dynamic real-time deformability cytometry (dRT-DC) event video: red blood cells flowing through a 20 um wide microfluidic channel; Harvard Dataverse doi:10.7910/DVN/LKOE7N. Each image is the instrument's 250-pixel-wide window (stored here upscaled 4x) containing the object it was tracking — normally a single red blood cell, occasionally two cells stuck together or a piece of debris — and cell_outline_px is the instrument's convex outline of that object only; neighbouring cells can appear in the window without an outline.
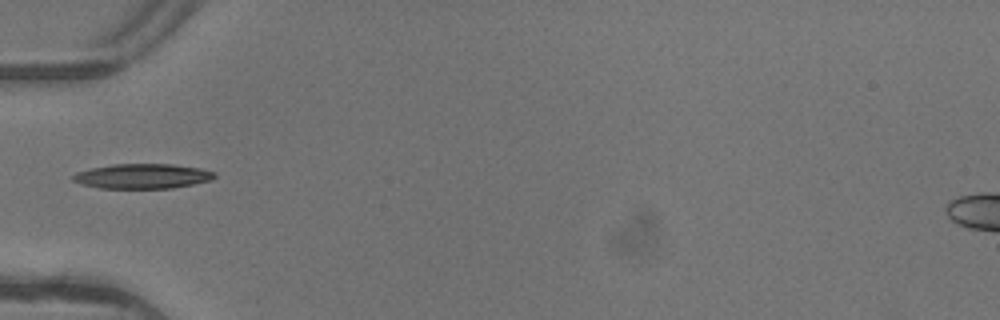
{"species": "common noctule bat (a hibernating species)", "species_latin": "Nyctalus noctula", "temperature_condition": "warm", "stored_images_in_passage": 3, "camera_frame_rate_fps": 3000, "um_per_image_px": 0.085, "animal": {"sex": "female"}, "frame": {"image": 1, "passage_image": 2, "time_ms": 0.333, "image_size_px": [1000, 320], "cell_outline_px": [[216, 176], [212, 180], [172, 188], [100, 188], [84, 184], [72, 180], [72, 176], [76, 172], [92, 168], [112, 164], [172, 164], [200, 168], [216, 172]], "centroid_in_image_um": [12.14, 14.97], "position_along_channel_um": 72.9, "area_um2": 20.4}}
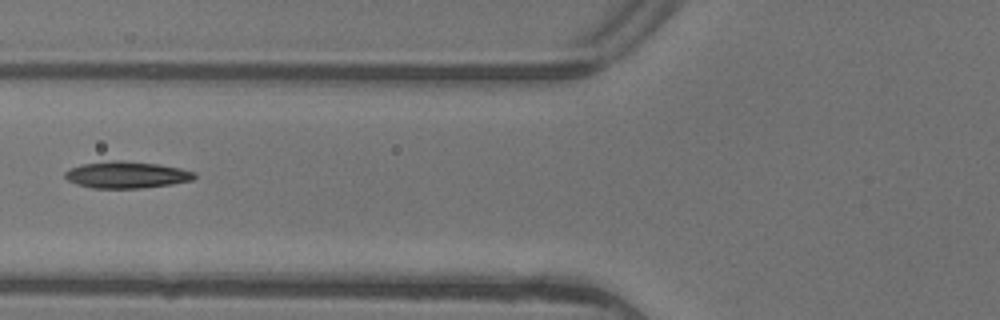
{"frame": {"image": 2, "passage_image": 3, "time_ms": 0.667, "image_size_px": [1000, 320], "cell_outline_px": [[196, 176], [192, 180], [172, 184], [140, 188], [92, 188], [76, 184], [68, 180], [64, 176], [64, 172], [68, 168], [80, 164], [112, 160], [120, 160], [160, 164], [180, 168], [196, 172]], "centroid_in_image_um": [10.73, 14.85], "position_along_channel_um": 115.1, "area_um2": 20.35}}